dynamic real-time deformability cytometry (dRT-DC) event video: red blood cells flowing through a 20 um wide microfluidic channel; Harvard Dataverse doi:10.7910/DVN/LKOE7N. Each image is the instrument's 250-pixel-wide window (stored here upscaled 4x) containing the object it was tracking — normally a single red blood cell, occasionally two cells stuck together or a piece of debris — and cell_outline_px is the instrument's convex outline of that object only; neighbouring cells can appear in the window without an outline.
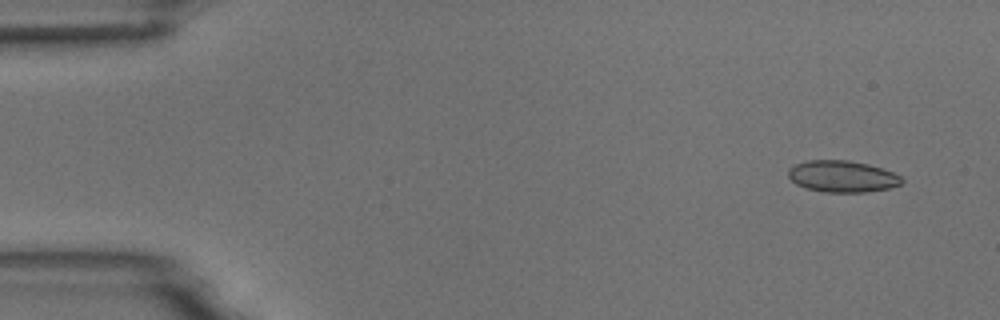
{"species": "common noctule bat (a hibernating species)", "species_latin": "Nyctalus noctula", "temperature_condition": "room temperature", "stored_images_in_passage": 5, "camera_frame_rate_fps": 3000, "um_per_image_px": 0.085, "animal": {"sex": "male", "body_mass_g": 18.8}, "frame": {"image": 1, "passage_image": 2, "time_ms": 1.0, "image_size_px": [1000, 320], "cell_outline_px": [[904, 180], [900, 184], [888, 188], [864, 192], [824, 192], [808, 188], [796, 184], [788, 176], [788, 168], [796, 164], [808, 160], [848, 160], [868, 164], [892, 172], [900, 176]], "centroid_in_image_um": [71.57, 14.99], "position_along_channel_um": 13.4, "area_um2": 20.69}}
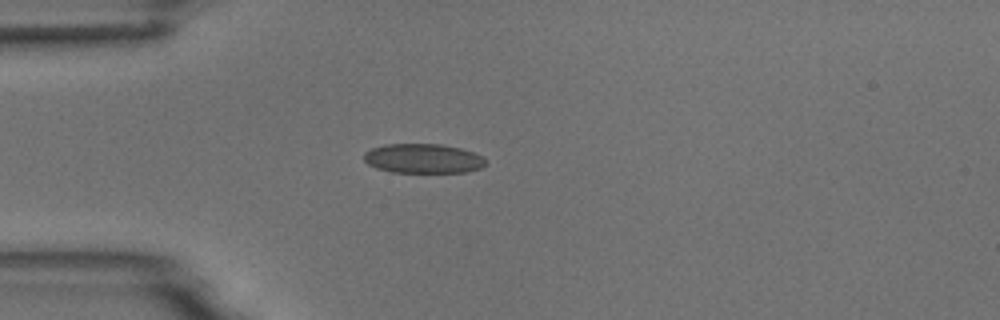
{"frame": {"image": 2, "passage_image": 5, "time_ms": 4.667, "image_size_px": [1000, 320], "cell_outline_px": [[488, 160], [480, 168], [468, 172], [392, 172], [376, 168], [368, 164], [364, 160], [364, 152], [372, 148], [384, 144], [440, 144], [460, 148], [484, 156]], "centroid_in_image_um": [35.97, 13.47], "position_along_channel_um": 49.0, "area_um2": 20.98}}